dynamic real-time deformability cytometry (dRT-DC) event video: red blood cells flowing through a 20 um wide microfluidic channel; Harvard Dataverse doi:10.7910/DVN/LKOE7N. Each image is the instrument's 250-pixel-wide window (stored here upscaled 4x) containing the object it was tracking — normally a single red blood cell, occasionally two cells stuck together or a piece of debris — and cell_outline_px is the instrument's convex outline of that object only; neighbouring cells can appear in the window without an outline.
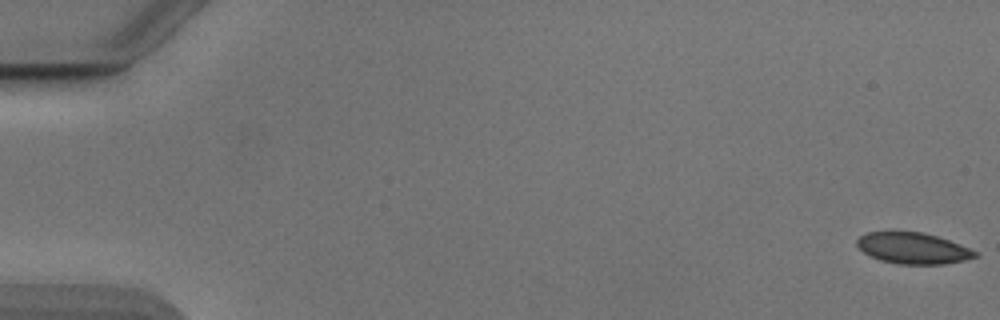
{"species": "Egyptian fruit bat (a non-hibernating species)", "species_latin": "Rousettus aegyptiacus", "temperature_condition": "cold", "stored_images_in_passage": 10, "camera_frame_rate_fps": 3000, "um_per_image_px": 0.085, "animal": {"sex": "male"}, "frame": {"image": 1, "passage_image": 1, "time_ms": 0.0, "image_size_px": [1000, 320], "cell_outline_px": [[980, 256], [964, 260], [944, 264], [896, 264], [880, 260], [864, 252], [856, 244], [856, 240], [860, 236], [868, 232], [924, 232], [960, 244], [976, 252]], "centroid_in_image_um": [77.61, 21.1], "position_along_channel_um": 7.4, "area_um2": 21.27}}